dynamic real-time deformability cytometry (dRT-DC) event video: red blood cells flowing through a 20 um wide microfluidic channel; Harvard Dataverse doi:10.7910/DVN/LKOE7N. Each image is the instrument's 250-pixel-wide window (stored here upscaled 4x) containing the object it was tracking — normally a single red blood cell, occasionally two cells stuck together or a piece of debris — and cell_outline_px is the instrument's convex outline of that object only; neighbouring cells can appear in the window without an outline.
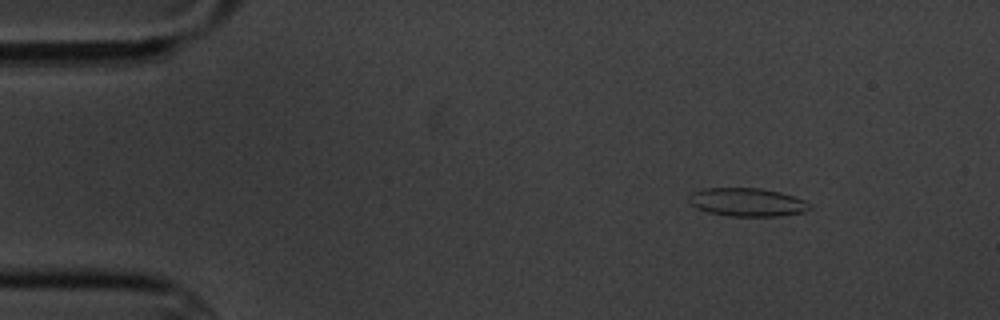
{"species": "common noctule bat (a hibernating species)", "species_latin": "Nyctalus noctula", "temperature_condition": "cold", "stored_images_in_passage": 10, "camera_frame_rate_fps": 3000, "um_per_image_px": 0.085, "animal": {"sex": "male", "body_mass_g": 20.1, "forearm_length_mm": 53.5}, "frame": {"image": 1, "passage_image": 2, "time_ms": 1.333, "image_size_px": [1000, 320], "cell_outline_px": [[812, 208], [804, 212], [780, 216], [728, 216], [708, 212], [696, 208], [688, 200], [688, 196], [692, 192], [704, 188], [760, 188], [780, 192], [804, 200], [812, 204]], "centroid_in_image_um": [63.52, 17.19], "position_along_channel_um": 21.5, "area_um2": 20.06}}
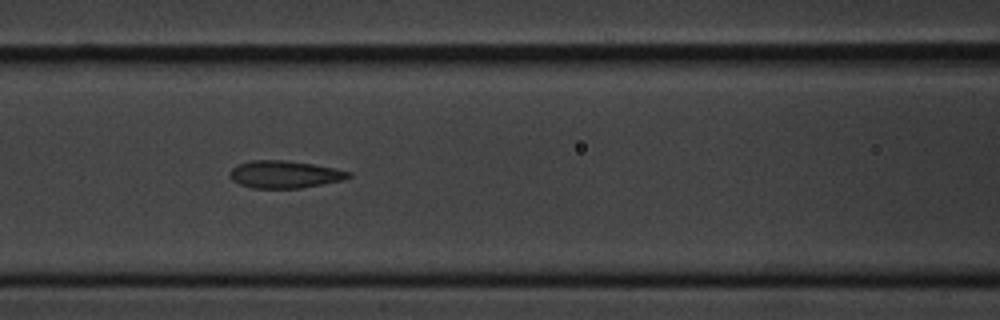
{"frame": {"image": 2, "passage_image": 7, "time_ms": 7.0, "image_size_px": [1000, 320], "cell_outline_px": [[352, 176], [344, 180], [300, 188], [252, 188], [240, 184], [232, 180], [232, 168], [236, 164], [252, 160], [284, 160], [312, 164], [352, 172]], "centroid_in_image_um": [24.21, 14.82], "position_along_channel_um": 142.4, "area_um2": 18.79}}
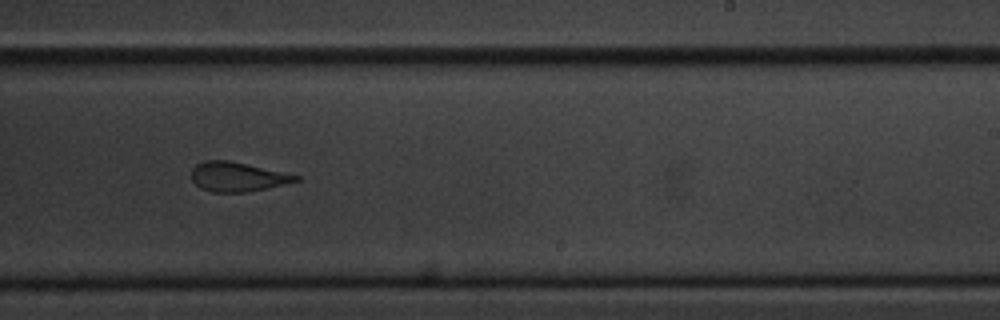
{"frame": {"image": 3, "passage_image": 10, "time_ms": 10.667, "image_size_px": [1000, 320], "cell_outline_px": [[300, 180], [284, 184], [244, 192], [212, 192], [200, 188], [192, 180], [192, 168], [196, 164], [204, 160], [228, 160], [300, 176]], "centroid_in_image_um": [20.13, 15.02], "position_along_channel_um": 268.9, "area_um2": 17.57}}